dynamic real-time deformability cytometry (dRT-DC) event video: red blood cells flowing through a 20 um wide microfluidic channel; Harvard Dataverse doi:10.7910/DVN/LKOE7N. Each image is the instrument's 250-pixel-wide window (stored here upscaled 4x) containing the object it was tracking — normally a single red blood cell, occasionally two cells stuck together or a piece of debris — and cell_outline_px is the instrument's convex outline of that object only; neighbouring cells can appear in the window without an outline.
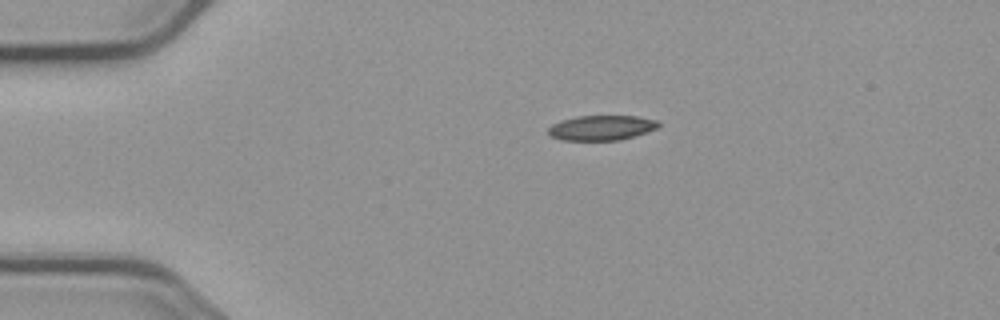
{"species": "common noctule bat (a hibernating species)", "species_latin": "Nyctalus noctula", "temperature_condition": "cold", "stored_images_in_passage": 3, "camera_frame_rate_fps": 3000, "um_per_image_px": 0.085, "animal": {"sex": "male", "body_mass_g": 23.1, "forearm_length_mm": 52.7}, "frame": {"image": 1, "passage_image": 1, "time_ms": 0.0, "image_size_px": [1000, 320], "cell_outline_px": [[660, 124], [656, 128], [620, 140], [560, 140], [552, 136], [548, 132], [548, 128], [552, 124], [576, 116], [636, 116], [656, 120]], "centroid_in_image_um": [51.09, 10.86], "position_along_channel_um": 33.9, "area_um2": 15.72}}
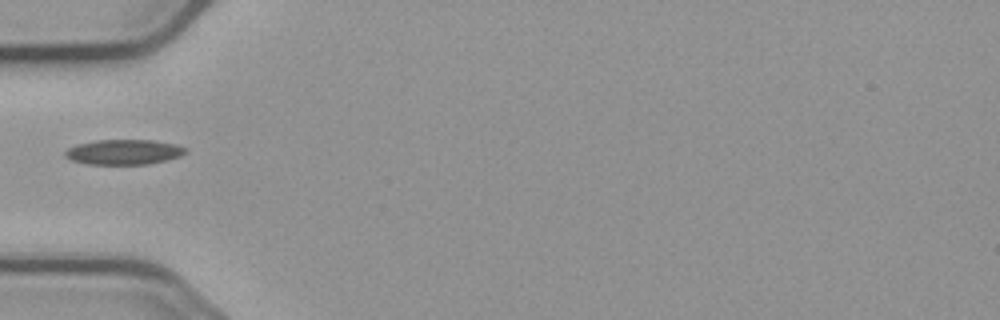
{"frame": {"image": 2, "passage_image": 3, "time_ms": 2.333, "image_size_px": [1000, 320], "cell_outline_px": [[188, 152], [180, 156], [148, 164], [88, 164], [72, 160], [64, 156], [64, 152], [68, 148], [76, 144], [96, 140], [152, 140], [176, 144], [188, 148]], "centroid_in_image_um": [10.53, 12.91], "position_along_channel_um": 74.5, "area_um2": 17.63}}